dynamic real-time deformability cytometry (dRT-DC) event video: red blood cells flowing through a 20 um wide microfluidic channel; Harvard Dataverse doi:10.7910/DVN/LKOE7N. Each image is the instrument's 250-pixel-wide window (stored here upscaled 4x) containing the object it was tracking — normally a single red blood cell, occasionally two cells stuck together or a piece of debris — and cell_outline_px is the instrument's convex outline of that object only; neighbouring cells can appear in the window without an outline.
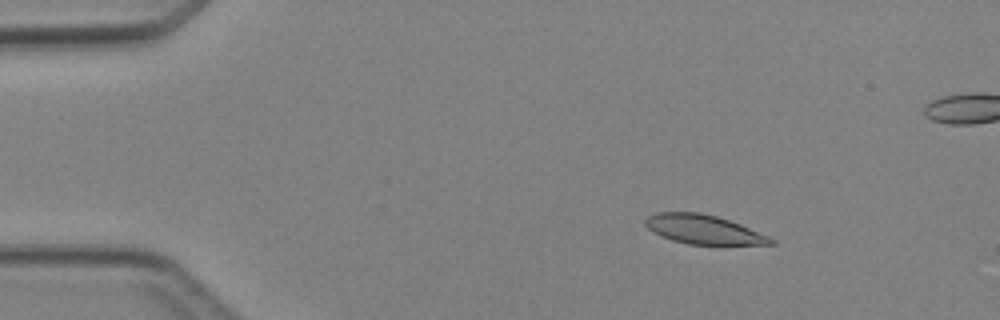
{"species": "Egyptian fruit bat (a non-hibernating species)", "species_latin": "Rousettus aegyptiacus", "temperature_condition": "cold", "stored_images_in_passage": 5, "camera_frame_rate_fps": 3000, "um_per_image_px": 0.085, "animal": {"sex": "female"}, "frame": {"image": 1, "passage_image": 3, "time_ms": 2.333, "image_size_px": [1000, 320], "cell_outline_px": [[776, 244], [688, 244], [672, 240], [660, 236], [652, 232], [644, 224], [644, 220], [648, 216], [656, 212], [700, 212], [716, 216], [740, 224], [768, 236], [776, 240]], "centroid_in_image_um": [59.75, 19.49], "position_along_channel_um": 25.2, "area_um2": 21.21}}